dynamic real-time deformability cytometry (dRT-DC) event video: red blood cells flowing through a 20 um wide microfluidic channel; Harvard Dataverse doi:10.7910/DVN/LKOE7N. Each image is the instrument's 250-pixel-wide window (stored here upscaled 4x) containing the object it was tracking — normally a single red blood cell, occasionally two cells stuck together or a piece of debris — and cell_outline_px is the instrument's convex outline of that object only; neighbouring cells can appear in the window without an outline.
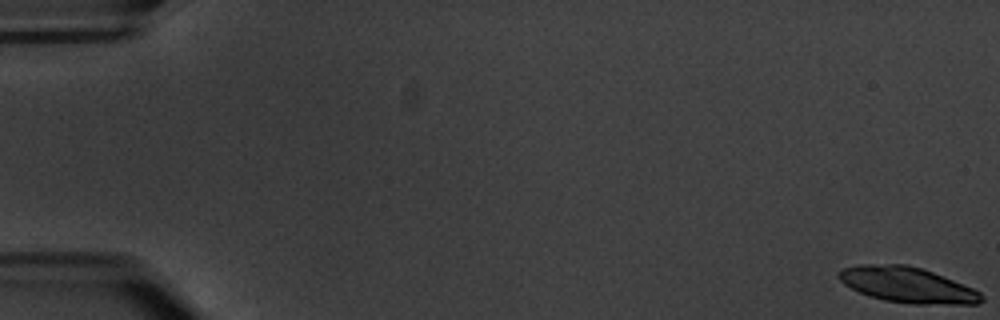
{"species": "common noctule bat (a hibernating species)", "species_latin": "Nyctalus noctula", "temperature_condition": "warm", "stored_images_in_passage": 10, "segment_of_instrument_passage": [1, 2], "camera_frame_rate_fps": 3000, "um_per_image_px": 0.085, "animal": {"sex": "male", "body_mass_g": 20.1, "forearm_length_mm": 53.5}, "frame": {"image": 1, "passage_image": 1, "time_ms": 0.0, "image_size_px": [1000, 320], "cell_outline_px": [[984, 300], [980, 304], [912, 304], [884, 300], [868, 296], [844, 284], [836, 276], [836, 272], [840, 268], [856, 264], [904, 264], [920, 268], [932, 272], [972, 288], [980, 292], [984, 296]], "centroid_in_image_um": [77.08, 24.21], "position_along_channel_um": 7.9, "area_um2": 29.65}}
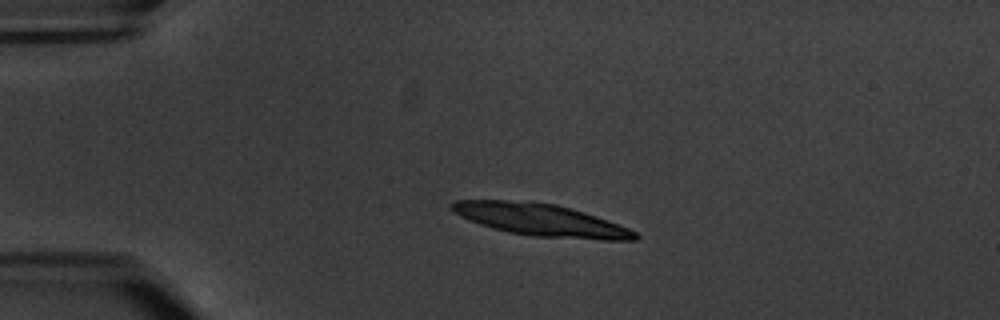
{"frame": {"image": 2, "passage_image": 5, "time_ms": 4.667, "image_size_px": [1000, 320], "cell_outline_px": [[640, 236], [636, 240], [600, 240], [532, 236], [508, 232], [492, 228], [468, 220], [452, 212], [448, 208], [448, 204], [456, 200], [504, 200], [556, 204], [584, 212], [596, 216], [628, 228], [636, 232]], "centroid_in_image_um": [45.92, 18.7], "position_along_channel_um": 39.1, "area_um2": 34.33}}